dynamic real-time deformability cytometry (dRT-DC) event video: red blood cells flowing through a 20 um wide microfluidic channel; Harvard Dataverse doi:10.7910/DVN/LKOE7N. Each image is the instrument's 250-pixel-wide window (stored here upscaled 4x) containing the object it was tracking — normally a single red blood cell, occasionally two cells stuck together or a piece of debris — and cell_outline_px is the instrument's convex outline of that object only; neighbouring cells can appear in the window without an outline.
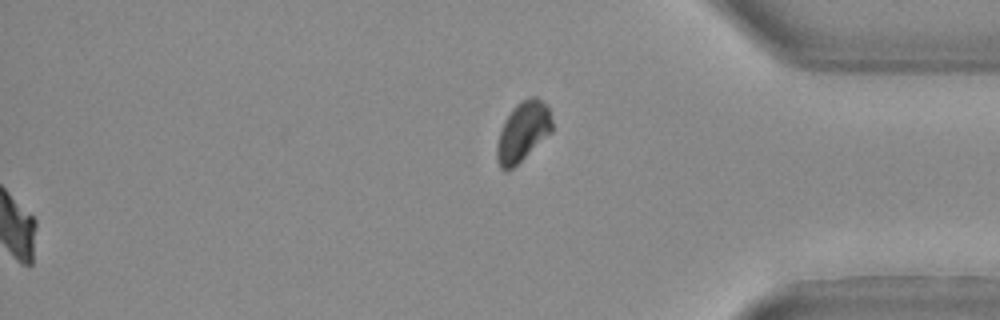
{"species": "Egyptian fruit bat (a non-hibernating species)", "species_latin": "Rousettus aegyptiacus", "temperature_condition": "warm", "stored_images_in_passage": 31, "segment_of_instrument_passage": [2, 2], "camera_frame_rate_fps": 3000, "um_per_image_px": 0.085, "animal": {"sex": "female"}, "frame": {"image": 1, "passage_image": 31, "time_ms": 10.0, "image_size_px": [1000, 320], "cell_outline_px": [[552, 132], [508, 172], [504, 172], [500, 168], [496, 160], [496, 144], [504, 120], [512, 108], [516, 104], [532, 96], [536, 96], [548, 108], [552, 120]], "centroid_in_image_um": [44.41, 11.22], "position_along_channel_um": 390.8, "area_um2": 19.19}}